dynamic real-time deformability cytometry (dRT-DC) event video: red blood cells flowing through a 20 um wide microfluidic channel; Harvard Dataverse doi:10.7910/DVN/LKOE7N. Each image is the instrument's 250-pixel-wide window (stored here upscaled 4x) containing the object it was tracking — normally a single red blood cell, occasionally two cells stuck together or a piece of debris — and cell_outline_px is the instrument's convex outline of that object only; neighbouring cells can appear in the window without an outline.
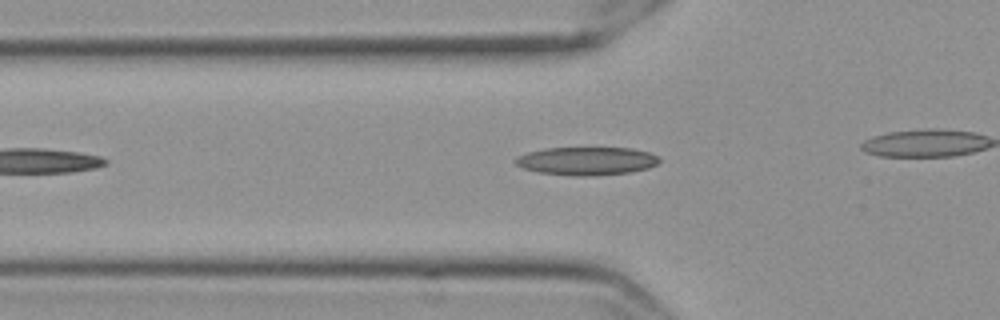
{"species": "Egyptian fruit bat (a non-hibernating species)", "species_latin": "Rousettus aegyptiacus", "temperature_condition": "cold", "stored_images_in_passage": 31, "camera_frame_rate_fps": 3000, "um_per_image_px": 0.085, "frame": {"image": 1, "passage_image": 9, "time_ms": 2.667, "image_size_px": [1000, 320], "cell_outline_px": [[660, 160], [656, 164], [648, 168], [632, 172], [596, 176], [568, 176], [536, 172], [524, 168], [516, 164], [516, 156], [528, 152], [544, 148], [632, 148], [648, 152], [656, 156]], "centroid_in_image_um": [49.85, 13.7], "position_along_channel_um": 76.0, "area_um2": 23.76}}
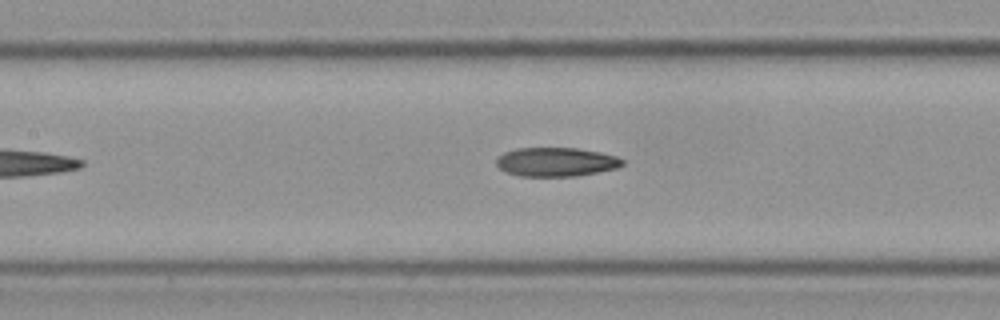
{"frame": {"image": 2, "passage_image": 16, "time_ms": 5.0, "image_size_px": [1000, 320], "cell_outline_px": [[624, 164], [616, 168], [576, 176], [520, 176], [508, 172], [500, 168], [496, 164], [496, 160], [504, 152], [516, 148], [576, 148], [600, 152], [616, 156], [624, 160]], "centroid_in_image_um": [47.27, 13.76], "position_along_channel_um": 160.1, "area_um2": 21.1}}
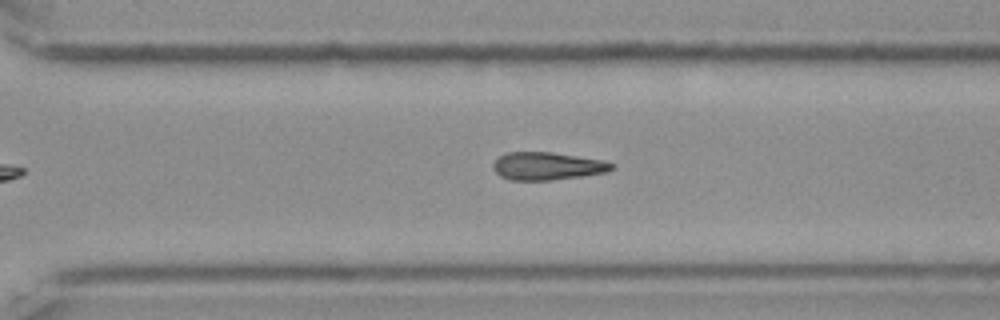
{"frame": {"image": 3, "passage_image": 26, "time_ms": 8.333, "image_size_px": [1000, 320], "cell_outline_px": [[612, 168], [608, 172], [584, 176], [552, 180], [508, 180], [500, 176], [492, 168], [492, 164], [500, 156], [508, 152], [552, 152], [600, 160], [612, 164]], "centroid_in_image_um": [46.47, 14.13], "position_along_channel_um": 324.1, "area_um2": 19.07}}